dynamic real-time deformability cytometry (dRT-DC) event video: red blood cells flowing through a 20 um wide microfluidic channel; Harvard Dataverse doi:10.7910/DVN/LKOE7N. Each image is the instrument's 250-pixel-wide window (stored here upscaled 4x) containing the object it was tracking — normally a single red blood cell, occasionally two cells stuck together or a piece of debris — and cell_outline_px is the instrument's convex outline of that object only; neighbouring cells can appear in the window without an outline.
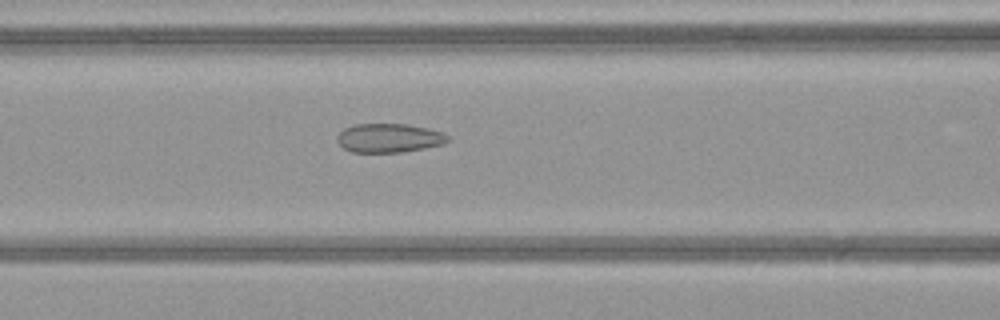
{"species": "common noctule bat (a hibernating species)", "species_latin": "Nyctalus noctula", "temperature_condition": "warm", "stored_images_in_passage": 32, "camera_frame_rate_fps": 3000, "um_per_image_px": 0.085, "animal": {"sex": "female", "body_mass_g": 21.9}, "frame": {"image": 1, "passage_image": 10, "time_ms": 3.0, "image_size_px": [1000, 320], "cell_outline_px": [[448, 140], [444, 144], [404, 152], [352, 152], [344, 148], [336, 140], [336, 136], [344, 128], [356, 124], [408, 124], [428, 128], [440, 132], [448, 136]], "centroid_in_image_um": [33.05, 11.73], "position_along_channel_um": 133.6, "area_um2": 18.61}}
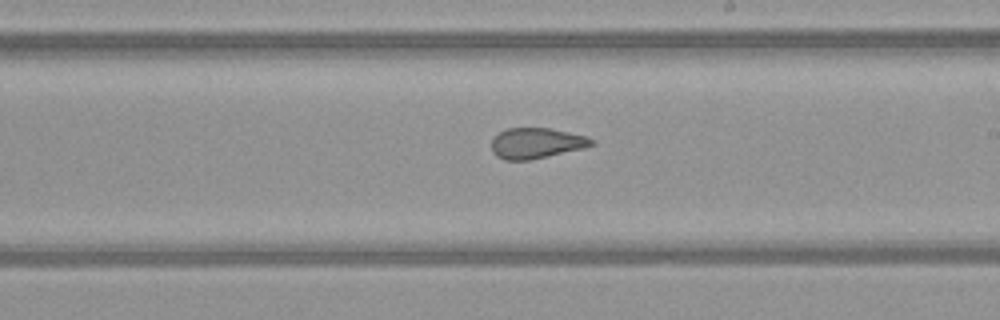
{"frame": {"image": 2, "passage_image": 18, "time_ms": 5.667, "image_size_px": [1000, 320], "cell_outline_px": [[596, 144], [584, 148], [528, 160], [504, 160], [496, 156], [492, 152], [492, 140], [500, 132], [508, 128], [548, 128], [588, 136], [596, 140]], "centroid_in_image_um": [45.62, 12.17], "position_along_channel_um": 243.4, "area_um2": 17.8}}
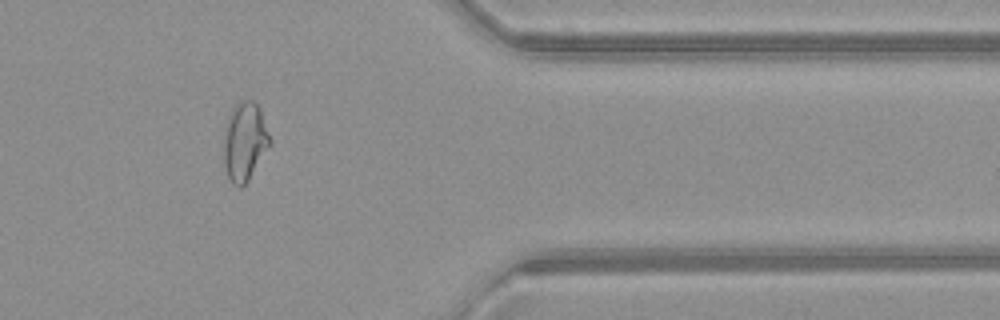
{"frame": {"image": 3, "passage_image": 30, "time_ms": 9.667, "image_size_px": [1000, 320], "cell_outline_px": [[272, 140], [248, 180], [240, 188], [232, 184], [228, 176], [224, 164], [224, 136], [228, 112], [240, 100], [252, 100], [260, 108]], "centroid_in_image_um": [20.79, 11.99], "position_along_channel_um": 390.6, "area_um2": 21.04}, "authors_computed_cell_mechanics": {"area_um2": 18.8139, "velocity_mm_per_s": 4.11, "shape_relaxation_time_tau1_ms": null, "shape_relaxation_time_tau2_ms": 1.1984, "deformation_change_tau1": null, "deformation_change_tau2": 0.0894}}